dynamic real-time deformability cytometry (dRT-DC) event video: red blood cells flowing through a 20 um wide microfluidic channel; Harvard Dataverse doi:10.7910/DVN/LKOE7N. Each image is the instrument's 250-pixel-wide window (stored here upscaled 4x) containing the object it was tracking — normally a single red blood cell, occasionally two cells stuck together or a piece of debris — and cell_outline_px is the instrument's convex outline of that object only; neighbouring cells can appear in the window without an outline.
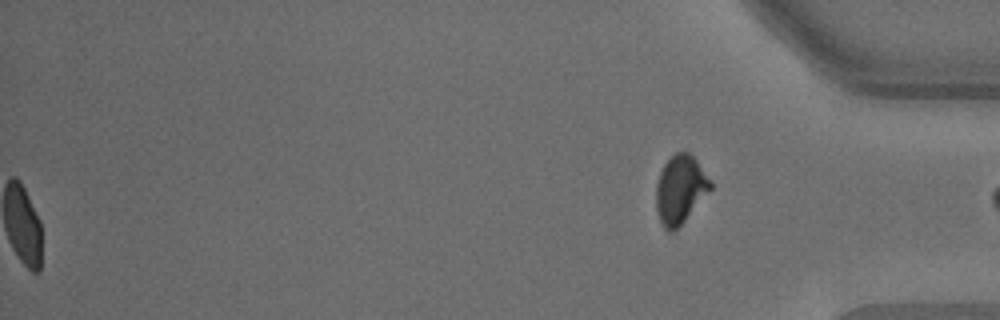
{"species": "common noctule bat (a hibernating species)", "species_latin": "Nyctalus noctula", "temperature_condition": "warm", "stored_images_in_passage": 41, "segment_of_instrument_passage": [2, 2], "camera_frame_rate_fps": 3000, "um_per_image_px": 0.085, "animal": {"sex": "male", "body_mass_g": 18.8}, "frame": {"image": 1, "passage_image": 41, "time_ms": 13.333, "image_size_px": [1000, 320], "cell_outline_px": [[712, 188], [684, 220], [672, 232], [668, 232], [664, 228], [660, 220], [656, 208], [656, 184], [660, 172], [664, 164], [676, 152], [688, 152], [696, 160], [712, 180]], "centroid_in_image_um": [57.82, 16.08], "position_along_channel_um": 377.4, "area_um2": 21.33}}